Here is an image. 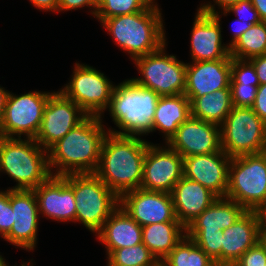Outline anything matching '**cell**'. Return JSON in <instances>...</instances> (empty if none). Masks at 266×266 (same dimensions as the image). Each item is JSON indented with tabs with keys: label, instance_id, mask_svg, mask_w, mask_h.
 Masks as SVG:
<instances>
[{
	"label": "cell",
	"instance_id": "obj_8",
	"mask_svg": "<svg viewBox=\"0 0 266 266\" xmlns=\"http://www.w3.org/2000/svg\"><path fill=\"white\" fill-rule=\"evenodd\" d=\"M221 128V147L230 157L265 152L266 123L251 107H233Z\"/></svg>",
	"mask_w": 266,
	"mask_h": 266
},
{
	"label": "cell",
	"instance_id": "obj_2",
	"mask_svg": "<svg viewBox=\"0 0 266 266\" xmlns=\"http://www.w3.org/2000/svg\"><path fill=\"white\" fill-rule=\"evenodd\" d=\"M150 143L139 136L105 137L94 172L118 197L141 187L144 157Z\"/></svg>",
	"mask_w": 266,
	"mask_h": 266
},
{
	"label": "cell",
	"instance_id": "obj_28",
	"mask_svg": "<svg viewBox=\"0 0 266 266\" xmlns=\"http://www.w3.org/2000/svg\"><path fill=\"white\" fill-rule=\"evenodd\" d=\"M266 54V22L253 24L230 46V56L249 60Z\"/></svg>",
	"mask_w": 266,
	"mask_h": 266
},
{
	"label": "cell",
	"instance_id": "obj_17",
	"mask_svg": "<svg viewBox=\"0 0 266 266\" xmlns=\"http://www.w3.org/2000/svg\"><path fill=\"white\" fill-rule=\"evenodd\" d=\"M10 203L13 211V225L3 238L7 242L33 250L37 243L39 209L34 190H13L10 188Z\"/></svg>",
	"mask_w": 266,
	"mask_h": 266
},
{
	"label": "cell",
	"instance_id": "obj_16",
	"mask_svg": "<svg viewBox=\"0 0 266 266\" xmlns=\"http://www.w3.org/2000/svg\"><path fill=\"white\" fill-rule=\"evenodd\" d=\"M183 158L220 152L221 128L219 125L190 117L183 122L166 143Z\"/></svg>",
	"mask_w": 266,
	"mask_h": 266
},
{
	"label": "cell",
	"instance_id": "obj_6",
	"mask_svg": "<svg viewBox=\"0 0 266 266\" xmlns=\"http://www.w3.org/2000/svg\"><path fill=\"white\" fill-rule=\"evenodd\" d=\"M247 211H257L266 204V153L231 159L226 196Z\"/></svg>",
	"mask_w": 266,
	"mask_h": 266
},
{
	"label": "cell",
	"instance_id": "obj_19",
	"mask_svg": "<svg viewBox=\"0 0 266 266\" xmlns=\"http://www.w3.org/2000/svg\"><path fill=\"white\" fill-rule=\"evenodd\" d=\"M232 57L213 61H197L186 65L185 96L190 104L205 94L230 89Z\"/></svg>",
	"mask_w": 266,
	"mask_h": 266
},
{
	"label": "cell",
	"instance_id": "obj_29",
	"mask_svg": "<svg viewBox=\"0 0 266 266\" xmlns=\"http://www.w3.org/2000/svg\"><path fill=\"white\" fill-rule=\"evenodd\" d=\"M162 262L167 266H216L213 260L187 235Z\"/></svg>",
	"mask_w": 266,
	"mask_h": 266
},
{
	"label": "cell",
	"instance_id": "obj_45",
	"mask_svg": "<svg viewBox=\"0 0 266 266\" xmlns=\"http://www.w3.org/2000/svg\"><path fill=\"white\" fill-rule=\"evenodd\" d=\"M9 91H5V88L0 86V124L2 122L4 111H5V104L8 98Z\"/></svg>",
	"mask_w": 266,
	"mask_h": 266
},
{
	"label": "cell",
	"instance_id": "obj_38",
	"mask_svg": "<svg viewBox=\"0 0 266 266\" xmlns=\"http://www.w3.org/2000/svg\"><path fill=\"white\" fill-rule=\"evenodd\" d=\"M97 3L98 0H59L58 1V9L57 12L60 11H68V10H76L78 8H83V7H90L91 14L94 15L96 14V9H97ZM92 7V8H91Z\"/></svg>",
	"mask_w": 266,
	"mask_h": 266
},
{
	"label": "cell",
	"instance_id": "obj_31",
	"mask_svg": "<svg viewBox=\"0 0 266 266\" xmlns=\"http://www.w3.org/2000/svg\"><path fill=\"white\" fill-rule=\"evenodd\" d=\"M155 0H98L95 17L100 22L118 15L146 10Z\"/></svg>",
	"mask_w": 266,
	"mask_h": 266
},
{
	"label": "cell",
	"instance_id": "obj_47",
	"mask_svg": "<svg viewBox=\"0 0 266 266\" xmlns=\"http://www.w3.org/2000/svg\"><path fill=\"white\" fill-rule=\"evenodd\" d=\"M260 243L264 246L266 250V233H260Z\"/></svg>",
	"mask_w": 266,
	"mask_h": 266
},
{
	"label": "cell",
	"instance_id": "obj_37",
	"mask_svg": "<svg viewBox=\"0 0 266 266\" xmlns=\"http://www.w3.org/2000/svg\"><path fill=\"white\" fill-rule=\"evenodd\" d=\"M234 266H266V250L260 241L249 248Z\"/></svg>",
	"mask_w": 266,
	"mask_h": 266
},
{
	"label": "cell",
	"instance_id": "obj_50",
	"mask_svg": "<svg viewBox=\"0 0 266 266\" xmlns=\"http://www.w3.org/2000/svg\"><path fill=\"white\" fill-rule=\"evenodd\" d=\"M4 258L0 255V266L4 263Z\"/></svg>",
	"mask_w": 266,
	"mask_h": 266
},
{
	"label": "cell",
	"instance_id": "obj_43",
	"mask_svg": "<svg viewBox=\"0 0 266 266\" xmlns=\"http://www.w3.org/2000/svg\"><path fill=\"white\" fill-rule=\"evenodd\" d=\"M261 21L266 22V0H251Z\"/></svg>",
	"mask_w": 266,
	"mask_h": 266
},
{
	"label": "cell",
	"instance_id": "obj_21",
	"mask_svg": "<svg viewBox=\"0 0 266 266\" xmlns=\"http://www.w3.org/2000/svg\"><path fill=\"white\" fill-rule=\"evenodd\" d=\"M260 241V223L256 211H246L223 230L222 266H234L240 257Z\"/></svg>",
	"mask_w": 266,
	"mask_h": 266
},
{
	"label": "cell",
	"instance_id": "obj_39",
	"mask_svg": "<svg viewBox=\"0 0 266 266\" xmlns=\"http://www.w3.org/2000/svg\"><path fill=\"white\" fill-rule=\"evenodd\" d=\"M251 108L266 123V83L257 87L256 98Z\"/></svg>",
	"mask_w": 266,
	"mask_h": 266
},
{
	"label": "cell",
	"instance_id": "obj_40",
	"mask_svg": "<svg viewBox=\"0 0 266 266\" xmlns=\"http://www.w3.org/2000/svg\"><path fill=\"white\" fill-rule=\"evenodd\" d=\"M249 61L253 64L256 74L258 76L259 84H265L266 83V54L261 56H256Z\"/></svg>",
	"mask_w": 266,
	"mask_h": 266
},
{
	"label": "cell",
	"instance_id": "obj_1",
	"mask_svg": "<svg viewBox=\"0 0 266 266\" xmlns=\"http://www.w3.org/2000/svg\"><path fill=\"white\" fill-rule=\"evenodd\" d=\"M102 117L87 116L48 150L52 176L94 173L98 167L106 132Z\"/></svg>",
	"mask_w": 266,
	"mask_h": 266
},
{
	"label": "cell",
	"instance_id": "obj_12",
	"mask_svg": "<svg viewBox=\"0 0 266 266\" xmlns=\"http://www.w3.org/2000/svg\"><path fill=\"white\" fill-rule=\"evenodd\" d=\"M88 115L61 91L53 92L44 108L35 141L48 150Z\"/></svg>",
	"mask_w": 266,
	"mask_h": 266
},
{
	"label": "cell",
	"instance_id": "obj_30",
	"mask_svg": "<svg viewBox=\"0 0 266 266\" xmlns=\"http://www.w3.org/2000/svg\"><path fill=\"white\" fill-rule=\"evenodd\" d=\"M107 266H153L157 260L143 244L113 250Z\"/></svg>",
	"mask_w": 266,
	"mask_h": 266
},
{
	"label": "cell",
	"instance_id": "obj_48",
	"mask_svg": "<svg viewBox=\"0 0 266 266\" xmlns=\"http://www.w3.org/2000/svg\"><path fill=\"white\" fill-rule=\"evenodd\" d=\"M30 264H32V265H30ZM1 266H8V264L4 261V263ZM14 266H16V265H14ZM21 266H33V263H30V262L24 263L23 262V264Z\"/></svg>",
	"mask_w": 266,
	"mask_h": 266
},
{
	"label": "cell",
	"instance_id": "obj_7",
	"mask_svg": "<svg viewBox=\"0 0 266 266\" xmlns=\"http://www.w3.org/2000/svg\"><path fill=\"white\" fill-rule=\"evenodd\" d=\"M76 221L97 233L119 207V197L95 174H73Z\"/></svg>",
	"mask_w": 266,
	"mask_h": 266
},
{
	"label": "cell",
	"instance_id": "obj_13",
	"mask_svg": "<svg viewBox=\"0 0 266 266\" xmlns=\"http://www.w3.org/2000/svg\"><path fill=\"white\" fill-rule=\"evenodd\" d=\"M219 13L210 2L198 8L191 31L192 62L220 60L230 55V47L222 45Z\"/></svg>",
	"mask_w": 266,
	"mask_h": 266
},
{
	"label": "cell",
	"instance_id": "obj_14",
	"mask_svg": "<svg viewBox=\"0 0 266 266\" xmlns=\"http://www.w3.org/2000/svg\"><path fill=\"white\" fill-rule=\"evenodd\" d=\"M167 147L152 143L148 145L141 189L171 193L175 184L183 177V157Z\"/></svg>",
	"mask_w": 266,
	"mask_h": 266
},
{
	"label": "cell",
	"instance_id": "obj_42",
	"mask_svg": "<svg viewBox=\"0 0 266 266\" xmlns=\"http://www.w3.org/2000/svg\"><path fill=\"white\" fill-rule=\"evenodd\" d=\"M59 0H30L37 9L46 11H57Z\"/></svg>",
	"mask_w": 266,
	"mask_h": 266
},
{
	"label": "cell",
	"instance_id": "obj_35",
	"mask_svg": "<svg viewBox=\"0 0 266 266\" xmlns=\"http://www.w3.org/2000/svg\"><path fill=\"white\" fill-rule=\"evenodd\" d=\"M13 211L10 203V188L0 191V235L4 238L13 225Z\"/></svg>",
	"mask_w": 266,
	"mask_h": 266
},
{
	"label": "cell",
	"instance_id": "obj_24",
	"mask_svg": "<svg viewBox=\"0 0 266 266\" xmlns=\"http://www.w3.org/2000/svg\"><path fill=\"white\" fill-rule=\"evenodd\" d=\"M247 210L227 197H218L187 227L186 232H217L233 225Z\"/></svg>",
	"mask_w": 266,
	"mask_h": 266
},
{
	"label": "cell",
	"instance_id": "obj_34",
	"mask_svg": "<svg viewBox=\"0 0 266 266\" xmlns=\"http://www.w3.org/2000/svg\"><path fill=\"white\" fill-rule=\"evenodd\" d=\"M257 87L251 84H230L233 107H251L256 98Z\"/></svg>",
	"mask_w": 266,
	"mask_h": 266
},
{
	"label": "cell",
	"instance_id": "obj_9",
	"mask_svg": "<svg viewBox=\"0 0 266 266\" xmlns=\"http://www.w3.org/2000/svg\"><path fill=\"white\" fill-rule=\"evenodd\" d=\"M165 44L157 51L138 57L134 63L142 78H131L135 83L152 89L159 96L184 94L187 63L167 55Z\"/></svg>",
	"mask_w": 266,
	"mask_h": 266
},
{
	"label": "cell",
	"instance_id": "obj_49",
	"mask_svg": "<svg viewBox=\"0 0 266 266\" xmlns=\"http://www.w3.org/2000/svg\"><path fill=\"white\" fill-rule=\"evenodd\" d=\"M153 266H167V265L162 261H157Z\"/></svg>",
	"mask_w": 266,
	"mask_h": 266
},
{
	"label": "cell",
	"instance_id": "obj_23",
	"mask_svg": "<svg viewBox=\"0 0 266 266\" xmlns=\"http://www.w3.org/2000/svg\"><path fill=\"white\" fill-rule=\"evenodd\" d=\"M97 237L109 255L113 250L142 243V227L119 206L97 232Z\"/></svg>",
	"mask_w": 266,
	"mask_h": 266
},
{
	"label": "cell",
	"instance_id": "obj_11",
	"mask_svg": "<svg viewBox=\"0 0 266 266\" xmlns=\"http://www.w3.org/2000/svg\"><path fill=\"white\" fill-rule=\"evenodd\" d=\"M51 94L34 91L16 96L9 92L0 124V137L21 138L24 134L25 139H35Z\"/></svg>",
	"mask_w": 266,
	"mask_h": 266
},
{
	"label": "cell",
	"instance_id": "obj_10",
	"mask_svg": "<svg viewBox=\"0 0 266 266\" xmlns=\"http://www.w3.org/2000/svg\"><path fill=\"white\" fill-rule=\"evenodd\" d=\"M72 78L60 91L88 116L102 117L108 109L114 85L95 68L87 64H75Z\"/></svg>",
	"mask_w": 266,
	"mask_h": 266
},
{
	"label": "cell",
	"instance_id": "obj_44",
	"mask_svg": "<svg viewBox=\"0 0 266 266\" xmlns=\"http://www.w3.org/2000/svg\"><path fill=\"white\" fill-rule=\"evenodd\" d=\"M260 223V233H266V204L261 206L257 211Z\"/></svg>",
	"mask_w": 266,
	"mask_h": 266
},
{
	"label": "cell",
	"instance_id": "obj_18",
	"mask_svg": "<svg viewBox=\"0 0 266 266\" xmlns=\"http://www.w3.org/2000/svg\"><path fill=\"white\" fill-rule=\"evenodd\" d=\"M39 214L56 221L76 222L73 174L51 176L34 189Z\"/></svg>",
	"mask_w": 266,
	"mask_h": 266
},
{
	"label": "cell",
	"instance_id": "obj_5",
	"mask_svg": "<svg viewBox=\"0 0 266 266\" xmlns=\"http://www.w3.org/2000/svg\"><path fill=\"white\" fill-rule=\"evenodd\" d=\"M17 182L13 190H34L47 181L50 171L48 152L34 139L0 137V172Z\"/></svg>",
	"mask_w": 266,
	"mask_h": 266
},
{
	"label": "cell",
	"instance_id": "obj_3",
	"mask_svg": "<svg viewBox=\"0 0 266 266\" xmlns=\"http://www.w3.org/2000/svg\"><path fill=\"white\" fill-rule=\"evenodd\" d=\"M154 3L146 10L118 15L101 22L116 44L128 52L133 60L153 53L166 44L162 13L157 3Z\"/></svg>",
	"mask_w": 266,
	"mask_h": 266
},
{
	"label": "cell",
	"instance_id": "obj_32",
	"mask_svg": "<svg viewBox=\"0 0 266 266\" xmlns=\"http://www.w3.org/2000/svg\"><path fill=\"white\" fill-rule=\"evenodd\" d=\"M186 235L213 260L216 266H222L223 230L217 232H186Z\"/></svg>",
	"mask_w": 266,
	"mask_h": 266
},
{
	"label": "cell",
	"instance_id": "obj_26",
	"mask_svg": "<svg viewBox=\"0 0 266 266\" xmlns=\"http://www.w3.org/2000/svg\"><path fill=\"white\" fill-rule=\"evenodd\" d=\"M185 235L186 228L180 222L153 223L142 227V243L157 261H163Z\"/></svg>",
	"mask_w": 266,
	"mask_h": 266
},
{
	"label": "cell",
	"instance_id": "obj_33",
	"mask_svg": "<svg viewBox=\"0 0 266 266\" xmlns=\"http://www.w3.org/2000/svg\"><path fill=\"white\" fill-rule=\"evenodd\" d=\"M230 84H251L259 86L258 76L253 64L249 60L232 57Z\"/></svg>",
	"mask_w": 266,
	"mask_h": 266
},
{
	"label": "cell",
	"instance_id": "obj_15",
	"mask_svg": "<svg viewBox=\"0 0 266 266\" xmlns=\"http://www.w3.org/2000/svg\"><path fill=\"white\" fill-rule=\"evenodd\" d=\"M119 206L141 227L153 223L179 222L172 195L168 192L138 188L122 194L119 197Z\"/></svg>",
	"mask_w": 266,
	"mask_h": 266
},
{
	"label": "cell",
	"instance_id": "obj_27",
	"mask_svg": "<svg viewBox=\"0 0 266 266\" xmlns=\"http://www.w3.org/2000/svg\"><path fill=\"white\" fill-rule=\"evenodd\" d=\"M190 108L191 116L221 126L233 108L231 89H220L197 97Z\"/></svg>",
	"mask_w": 266,
	"mask_h": 266
},
{
	"label": "cell",
	"instance_id": "obj_4",
	"mask_svg": "<svg viewBox=\"0 0 266 266\" xmlns=\"http://www.w3.org/2000/svg\"><path fill=\"white\" fill-rule=\"evenodd\" d=\"M159 95L152 89L125 80L114 86L109 112L114 124L121 131L108 128L119 136H141L152 132L153 118Z\"/></svg>",
	"mask_w": 266,
	"mask_h": 266
},
{
	"label": "cell",
	"instance_id": "obj_25",
	"mask_svg": "<svg viewBox=\"0 0 266 266\" xmlns=\"http://www.w3.org/2000/svg\"><path fill=\"white\" fill-rule=\"evenodd\" d=\"M190 115V101L185 94L160 96L154 113L152 132L156 129L161 131L167 143Z\"/></svg>",
	"mask_w": 266,
	"mask_h": 266
},
{
	"label": "cell",
	"instance_id": "obj_22",
	"mask_svg": "<svg viewBox=\"0 0 266 266\" xmlns=\"http://www.w3.org/2000/svg\"><path fill=\"white\" fill-rule=\"evenodd\" d=\"M171 195L176 218L185 228L218 198L200 183L184 176L175 184Z\"/></svg>",
	"mask_w": 266,
	"mask_h": 266
},
{
	"label": "cell",
	"instance_id": "obj_36",
	"mask_svg": "<svg viewBox=\"0 0 266 266\" xmlns=\"http://www.w3.org/2000/svg\"><path fill=\"white\" fill-rule=\"evenodd\" d=\"M230 12L236 13L240 21L250 22L251 24H257L261 22L258 12L253 6L251 0H240L236 4L231 5L228 9L223 10V15Z\"/></svg>",
	"mask_w": 266,
	"mask_h": 266
},
{
	"label": "cell",
	"instance_id": "obj_46",
	"mask_svg": "<svg viewBox=\"0 0 266 266\" xmlns=\"http://www.w3.org/2000/svg\"><path fill=\"white\" fill-rule=\"evenodd\" d=\"M240 0H213L218 7H220L221 10L228 9L231 5L236 4Z\"/></svg>",
	"mask_w": 266,
	"mask_h": 266
},
{
	"label": "cell",
	"instance_id": "obj_41",
	"mask_svg": "<svg viewBox=\"0 0 266 266\" xmlns=\"http://www.w3.org/2000/svg\"><path fill=\"white\" fill-rule=\"evenodd\" d=\"M235 22L237 23V26L232 29L234 34L232 40L230 41L231 43L227 44V46L229 47L233 45L238 40V38L253 25L250 22H243L239 19H236Z\"/></svg>",
	"mask_w": 266,
	"mask_h": 266
},
{
	"label": "cell",
	"instance_id": "obj_20",
	"mask_svg": "<svg viewBox=\"0 0 266 266\" xmlns=\"http://www.w3.org/2000/svg\"><path fill=\"white\" fill-rule=\"evenodd\" d=\"M231 159L223 150L183 158V176L200 183L217 197H225Z\"/></svg>",
	"mask_w": 266,
	"mask_h": 266
}]
</instances>
